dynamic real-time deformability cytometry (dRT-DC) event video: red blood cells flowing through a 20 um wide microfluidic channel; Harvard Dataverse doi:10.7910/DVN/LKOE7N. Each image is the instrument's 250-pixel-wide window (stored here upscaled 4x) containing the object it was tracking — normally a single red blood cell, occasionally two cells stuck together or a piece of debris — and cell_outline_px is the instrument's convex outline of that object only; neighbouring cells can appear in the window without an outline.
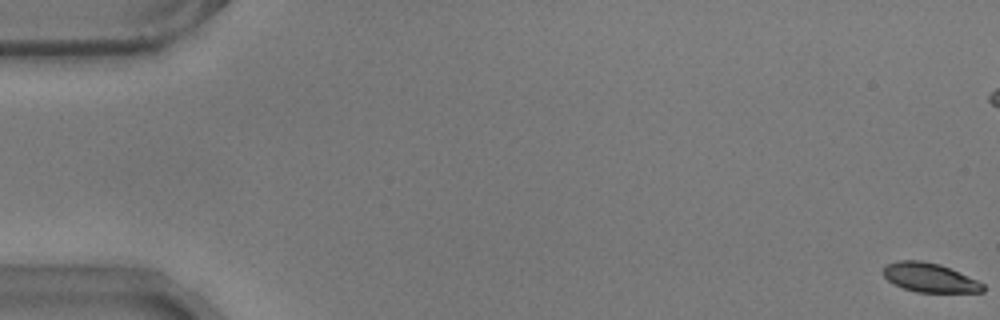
{"species": "common noctule bat (a hibernating species)", "species_latin": "Nyctalus noctula", "temperature_condition": "warm", "stored_images_in_passage": 16, "camera_frame_rate_fps": 3000, "um_per_image_px": 0.085, "animal": {"sex": "male", "body_mass_g": 17.9}, "frame": {"image": 1, "passage_image": 1, "time_ms": 0.0, "image_size_px": [1000, 320], "cell_outline_px": [[984, 292], [916, 292], [892, 284], [880, 272], [888, 264], [896, 260], [920, 260], [940, 264], [976, 280], [984, 284]], "centroid_in_image_um": [78.97, 23.59], "position_along_channel_um": 6.0, "area_um2": 16.88}}